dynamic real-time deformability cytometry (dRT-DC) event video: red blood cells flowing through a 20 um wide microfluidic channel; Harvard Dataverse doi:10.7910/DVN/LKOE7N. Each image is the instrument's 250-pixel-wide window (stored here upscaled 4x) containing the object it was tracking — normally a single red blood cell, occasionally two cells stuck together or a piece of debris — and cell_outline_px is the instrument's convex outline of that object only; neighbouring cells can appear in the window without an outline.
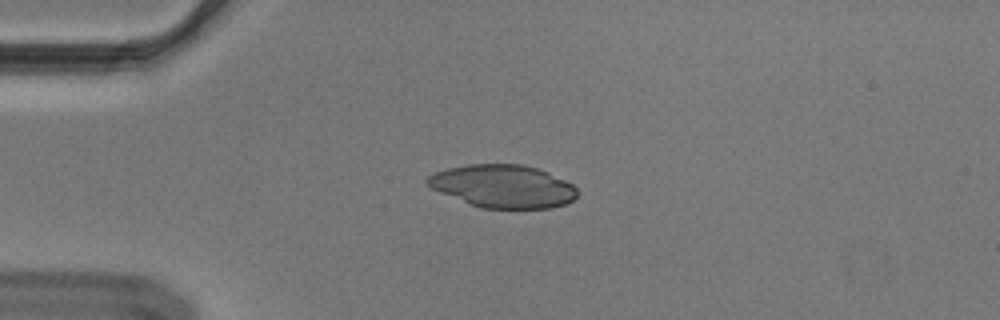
{"species": "Egyptian fruit bat (a non-hibernating species)", "species_latin": "Rousettus aegyptiacus", "temperature_condition": "cold", "stored_images_in_passage": 42, "camera_frame_rate_fps": 3000, "um_per_image_px": 0.085, "animal": {"sex": "male"}, "frame": {"image": 1, "passage_image": 1, "time_ms": 0.0, "image_size_px": [1000, 320], "cell_outline_px": [[580, 192], [572, 200], [564, 204], [552, 208], [480, 208], [440, 192], [432, 188], [424, 180], [428, 176], [436, 172], [448, 168], [468, 164], [524, 164], [536, 168], [564, 180], [572, 184]], "centroid_in_image_um": [42.75, 15.83], "position_along_channel_um": 42.2, "area_um2": 37.22}}